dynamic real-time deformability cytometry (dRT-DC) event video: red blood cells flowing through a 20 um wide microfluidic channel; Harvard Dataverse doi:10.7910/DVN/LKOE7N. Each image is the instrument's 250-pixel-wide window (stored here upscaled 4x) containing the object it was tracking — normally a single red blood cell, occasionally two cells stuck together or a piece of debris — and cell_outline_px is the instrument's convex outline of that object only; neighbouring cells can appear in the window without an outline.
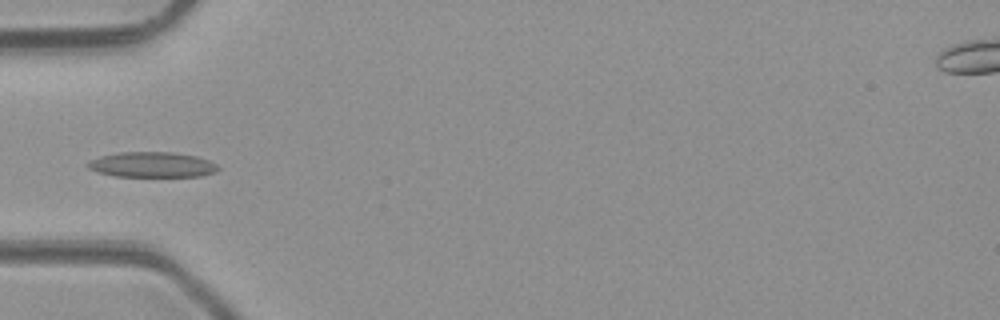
{"species": "common noctule bat (a hibernating species)", "species_latin": "Nyctalus noctula", "temperature_condition": "room temperature", "stored_images_in_passage": 7, "camera_frame_rate_fps": 3000, "um_per_image_px": 0.085, "animal": {"sex": "male", "body_mass_g": 23.1, "forearm_length_mm": 52.7}, "frame": {"image": 1, "passage_image": 5, "time_ms": 4.667, "image_size_px": [1000, 320], "cell_outline_px": [[220, 168], [216, 172], [200, 176], [116, 176], [100, 172], [88, 168], [84, 164], [88, 160], [100, 156], [116, 152], [176, 152], [196, 156], [208, 160], [216, 164]], "centroid_in_image_um": [12.91, 13.98], "position_along_channel_um": 72.1, "area_um2": 19.31}}
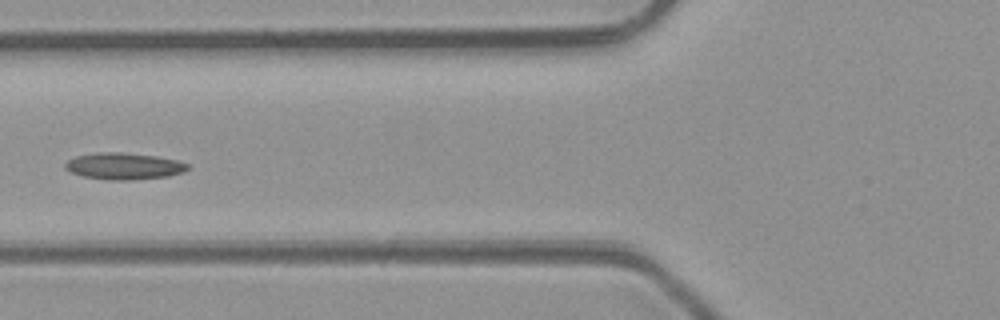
{"frame": {"image": 2, "passage_image": 6, "time_ms": 5.667, "image_size_px": [1000, 320], "cell_outline_px": [[188, 168], [184, 172], [168, 176], [132, 180], [108, 180], [84, 176], [72, 172], [64, 168], [64, 164], [68, 160], [76, 156], [96, 152], [124, 152], [156, 156], [176, 160], [188, 164]], "centroid_in_image_um": [10.52, 14.11], "position_along_channel_um": 115.3, "area_um2": 19.02}}
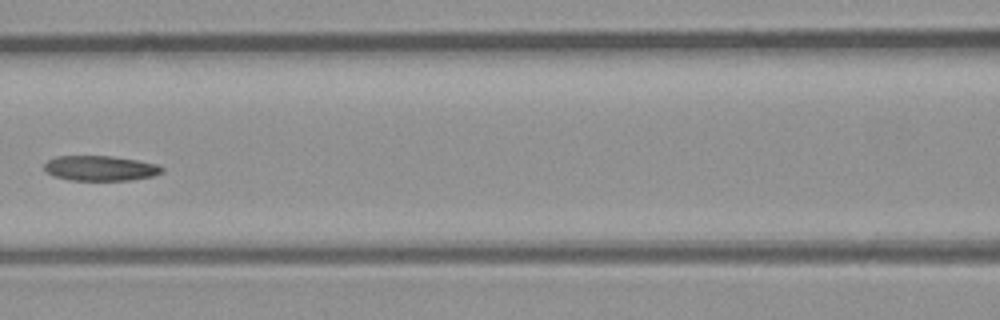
{"frame": {"image": 3, "passage_image": 7, "time_ms": 6.667, "image_size_px": [1000, 320], "cell_outline_px": [[164, 172], [152, 176], [128, 180], [68, 180], [56, 176], [48, 172], [44, 168], [44, 164], [48, 160], [56, 156], [112, 156], [160, 164], [164, 168]], "centroid_in_image_um": [8.56, 14.29], "position_along_channel_um": 158.0, "area_um2": 17.17}}